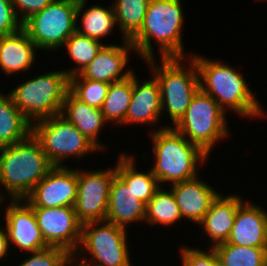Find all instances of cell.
I'll return each mask as SVG.
<instances>
[{"mask_svg":"<svg viewBox=\"0 0 267 266\" xmlns=\"http://www.w3.org/2000/svg\"><path fill=\"white\" fill-rule=\"evenodd\" d=\"M191 57L198 68L200 89L210 95L226 114L231 110L242 119H267L263 103L256 97L242 72L220 59L204 58L197 53Z\"/></svg>","mask_w":267,"mask_h":266,"instance_id":"cell-1","label":"cell"},{"mask_svg":"<svg viewBox=\"0 0 267 266\" xmlns=\"http://www.w3.org/2000/svg\"><path fill=\"white\" fill-rule=\"evenodd\" d=\"M184 11L182 0H150L140 30L129 40L136 56L142 61L157 58L155 42L161 58L190 57L193 53H186L182 39Z\"/></svg>","mask_w":267,"mask_h":266,"instance_id":"cell-2","label":"cell"},{"mask_svg":"<svg viewBox=\"0 0 267 266\" xmlns=\"http://www.w3.org/2000/svg\"><path fill=\"white\" fill-rule=\"evenodd\" d=\"M153 158L150 170L160 187L190 180L199 175V169L210 160L197 145L189 142L173 127L149 133ZM209 158V159H208Z\"/></svg>","mask_w":267,"mask_h":266,"instance_id":"cell-3","label":"cell"},{"mask_svg":"<svg viewBox=\"0 0 267 266\" xmlns=\"http://www.w3.org/2000/svg\"><path fill=\"white\" fill-rule=\"evenodd\" d=\"M52 167L31 133L22 141L0 147V190L7 200L25 199Z\"/></svg>","mask_w":267,"mask_h":266,"instance_id":"cell-4","label":"cell"},{"mask_svg":"<svg viewBox=\"0 0 267 266\" xmlns=\"http://www.w3.org/2000/svg\"><path fill=\"white\" fill-rule=\"evenodd\" d=\"M160 60L158 62L155 57L143 62L147 63L150 74L159 83L162 118L167 114V118L170 119L168 121L171 122L164 123L167 127H173L185 114L193 96L200 89L199 72L191 56L160 58Z\"/></svg>","mask_w":267,"mask_h":266,"instance_id":"cell-5","label":"cell"},{"mask_svg":"<svg viewBox=\"0 0 267 266\" xmlns=\"http://www.w3.org/2000/svg\"><path fill=\"white\" fill-rule=\"evenodd\" d=\"M35 75L8 91L14 105L31 122L61 114L69 91V76L62 70Z\"/></svg>","mask_w":267,"mask_h":266,"instance_id":"cell-6","label":"cell"},{"mask_svg":"<svg viewBox=\"0 0 267 266\" xmlns=\"http://www.w3.org/2000/svg\"><path fill=\"white\" fill-rule=\"evenodd\" d=\"M228 121L226 112L219 104L199 89L173 128L210 157L215 143L225 141L229 136Z\"/></svg>","mask_w":267,"mask_h":266,"instance_id":"cell-7","label":"cell"},{"mask_svg":"<svg viewBox=\"0 0 267 266\" xmlns=\"http://www.w3.org/2000/svg\"><path fill=\"white\" fill-rule=\"evenodd\" d=\"M128 233L127 229L106 220L85 223L73 257L87 266H133Z\"/></svg>","mask_w":267,"mask_h":266,"instance_id":"cell-8","label":"cell"},{"mask_svg":"<svg viewBox=\"0 0 267 266\" xmlns=\"http://www.w3.org/2000/svg\"><path fill=\"white\" fill-rule=\"evenodd\" d=\"M32 135L38 140L53 166H66L65 161L78 162L91 153L101 151L63 115H55L32 123Z\"/></svg>","mask_w":267,"mask_h":266,"instance_id":"cell-9","label":"cell"},{"mask_svg":"<svg viewBox=\"0 0 267 266\" xmlns=\"http://www.w3.org/2000/svg\"><path fill=\"white\" fill-rule=\"evenodd\" d=\"M78 0H54L23 23L39 51L55 52L76 31Z\"/></svg>","mask_w":267,"mask_h":266,"instance_id":"cell-10","label":"cell"},{"mask_svg":"<svg viewBox=\"0 0 267 266\" xmlns=\"http://www.w3.org/2000/svg\"><path fill=\"white\" fill-rule=\"evenodd\" d=\"M77 168V197L74 211L82 223L105 221L108 211L109 191L116 175L115 164L111 167L90 170ZM88 170V171H87Z\"/></svg>","mask_w":267,"mask_h":266,"instance_id":"cell-11","label":"cell"},{"mask_svg":"<svg viewBox=\"0 0 267 266\" xmlns=\"http://www.w3.org/2000/svg\"><path fill=\"white\" fill-rule=\"evenodd\" d=\"M33 211L46 244L65 249L73 256L81 242L83 225L74 207L33 208Z\"/></svg>","mask_w":267,"mask_h":266,"instance_id":"cell-12","label":"cell"},{"mask_svg":"<svg viewBox=\"0 0 267 266\" xmlns=\"http://www.w3.org/2000/svg\"><path fill=\"white\" fill-rule=\"evenodd\" d=\"M77 185V168L53 166L24 200L32 208L74 207Z\"/></svg>","mask_w":267,"mask_h":266,"instance_id":"cell-13","label":"cell"},{"mask_svg":"<svg viewBox=\"0 0 267 266\" xmlns=\"http://www.w3.org/2000/svg\"><path fill=\"white\" fill-rule=\"evenodd\" d=\"M10 248L19 253H31L49 247L38 227L33 208L24 200H10L3 208ZM12 245V246H11Z\"/></svg>","mask_w":267,"mask_h":266,"instance_id":"cell-14","label":"cell"},{"mask_svg":"<svg viewBox=\"0 0 267 266\" xmlns=\"http://www.w3.org/2000/svg\"><path fill=\"white\" fill-rule=\"evenodd\" d=\"M136 73H133V94L122 126L146 125L150 129L148 133L167 127L164 123L159 125L162 118V107L158 81L152 74L148 75V77L151 75V78L145 77L140 80L138 79L140 76H137Z\"/></svg>","mask_w":267,"mask_h":266,"instance_id":"cell-15","label":"cell"},{"mask_svg":"<svg viewBox=\"0 0 267 266\" xmlns=\"http://www.w3.org/2000/svg\"><path fill=\"white\" fill-rule=\"evenodd\" d=\"M120 42L122 45L106 43L85 69L70 78H87L111 84L131 76L136 70L128 63L130 54L136 55V51L129 40L122 39Z\"/></svg>","mask_w":267,"mask_h":266,"instance_id":"cell-16","label":"cell"},{"mask_svg":"<svg viewBox=\"0 0 267 266\" xmlns=\"http://www.w3.org/2000/svg\"><path fill=\"white\" fill-rule=\"evenodd\" d=\"M260 205L244 200L238 206L234 225L225 243L267 248V211Z\"/></svg>","mask_w":267,"mask_h":266,"instance_id":"cell-17","label":"cell"},{"mask_svg":"<svg viewBox=\"0 0 267 266\" xmlns=\"http://www.w3.org/2000/svg\"><path fill=\"white\" fill-rule=\"evenodd\" d=\"M168 188L175 197L182 219L191 221L195 225L201 222L213 201L221 193L214 186L203 181L201 176L172 184Z\"/></svg>","mask_w":267,"mask_h":266,"instance_id":"cell-18","label":"cell"},{"mask_svg":"<svg viewBox=\"0 0 267 266\" xmlns=\"http://www.w3.org/2000/svg\"><path fill=\"white\" fill-rule=\"evenodd\" d=\"M244 198L238 194H219L208 212L198 224L203 231L201 235L209 238L210 248L223 244L228 239L234 225L236 211Z\"/></svg>","mask_w":267,"mask_h":266,"instance_id":"cell-19","label":"cell"},{"mask_svg":"<svg viewBox=\"0 0 267 266\" xmlns=\"http://www.w3.org/2000/svg\"><path fill=\"white\" fill-rule=\"evenodd\" d=\"M37 50L39 51L23 28L4 36L0 47V72L3 71V75L8 77L16 75L18 79L36 65L34 62L39 55Z\"/></svg>","mask_w":267,"mask_h":266,"instance_id":"cell-20","label":"cell"},{"mask_svg":"<svg viewBox=\"0 0 267 266\" xmlns=\"http://www.w3.org/2000/svg\"><path fill=\"white\" fill-rule=\"evenodd\" d=\"M145 215L146 204L115 175L110 185L106 221L128 230L130 223H144Z\"/></svg>","mask_w":267,"mask_h":266,"instance_id":"cell-21","label":"cell"},{"mask_svg":"<svg viewBox=\"0 0 267 266\" xmlns=\"http://www.w3.org/2000/svg\"><path fill=\"white\" fill-rule=\"evenodd\" d=\"M61 115L70 121L101 152L102 150L107 152L109 146H105L99 141L100 135L102 136L101 131L105 130V126L108 125L101 109L87 105L68 91L63 102Z\"/></svg>","mask_w":267,"mask_h":266,"instance_id":"cell-22","label":"cell"},{"mask_svg":"<svg viewBox=\"0 0 267 266\" xmlns=\"http://www.w3.org/2000/svg\"><path fill=\"white\" fill-rule=\"evenodd\" d=\"M87 3L88 0H78L76 31L103 43L102 39L113 34V30L115 32L118 28L113 5L111 3L109 7H104L97 3L89 7Z\"/></svg>","mask_w":267,"mask_h":266,"instance_id":"cell-23","label":"cell"},{"mask_svg":"<svg viewBox=\"0 0 267 266\" xmlns=\"http://www.w3.org/2000/svg\"><path fill=\"white\" fill-rule=\"evenodd\" d=\"M128 151H123L117 157L116 175L127 185L136 195V198L145 204L154 196L160 188L157 178L152 174L150 168L139 171L136 158ZM138 169V170H137Z\"/></svg>","mask_w":267,"mask_h":266,"instance_id":"cell-24","label":"cell"},{"mask_svg":"<svg viewBox=\"0 0 267 266\" xmlns=\"http://www.w3.org/2000/svg\"><path fill=\"white\" fill-rule=\"evenodd\" d=\"M0 91V147L15 144L32 133V123L14 105L9 92Z\"/></svg>","mask_w":267,"mask_h":266,"instance_id":"cell-25","label":"cell"},{"mask_svg":"<svg viewBox=\"0 0 267 266\" xmlns=\"http://www.w3.org/2000/svg\"><path fill=\"white\" fill-rule=\"evenodd\" d=\"M133 94V74L128 78L111 83L101 107L105 120L113 126H121L125 121Z\"/></svg>","mask_w":267,"mask_h":266,"instance_id":"cell-26","label":"cell"},{"mask_svg":"<svg viewBox=\"0 0 267 266\" xmlns=\"http://www.w3.org/2000/svg\"><path fill=\"white\" fill-rule=\"evenodd\" d=\"M180 209L172 191L167 187H160L146 204V224L153 226H171L182 221Z\"/></svg>","mask_w":267,"mask_h":266,"instance_id":"cell-27","label":"cell"},{"mask_svg":"<svg viewBox=\"0 0 267 266\" xmlns=\"http://www.w3.org/2000/svg\"><path fill=\"white\" fill-rule=\"evenodd\" d=\"M105 43L106 42L102 43L75 31L60 49L62 50L64 47V50H66L65 52H67V56L69 55L68 59L75 63L74 67L72 66L71 69L65 68L64 70L69 78L78 75L83 69H85L96 57Z\"/></svg>","mask_w":267,"mask_h":266,"instance_id":"cell-28","label":"cell"},{"mask_svg":"<svg viewBox=\"0 0 267 266\" xmlns=\"http://www.w3.org/2000/svg\"><path fill=\"white\" fill-rule=\"evenodd\" d=\"M150 0H113L116 24L121 38L130 40L141 28Z\"/></svg>","mask_w":267,"mask_h":266,"instance_id":"cell-29","label":"cell"},{"mask_svg":"<svg viewBox=\"0 0 267 266\" xmlns=\"http://www.w3.org/2000/svg\"><path fill=\"white\" fill-rule=\"evenodd\" d=\"M214 250L221 266H267V248L223 243Z\"/></svg>","mask_w":267,"mask_h":266,"instance_id":"cell-30","label":"cell"},{"mask_svg":"<svg viewBox=\"0 0 267 266\" xmlns=\"http://www.w3.org/2000/svg\"><path fill=\"white\" fill-rule=\"evenodd\" d=\"M110 84L87 78H69V91L87 105L101 109Z\"/></svg>","mask_w":267,"mask_h":266,"instance_id":"cell-31","label":"cell"},{"mask_svg":"<svg viewBox=\"0 0 267 266\" xmlns=\"http://www.w3.org/2000/svg\"><path fill=\"white\" fill-rule=\"evenodd\" d=\"M25 256L16 266H69L72 258L71 254L59 247H47L26 253Z\"/></svg>","mask_w":267,"mask_h":266,"instance_id":"cell-32","label":"cell"},{"mask_svg":"<svg viewBox=\"0 0 267 266\" xmlns=\"http://www.w3.org/2000/svg\"><path fill=\"white\" fill-rule=\"evenodd\" d=\"M199 246L191 247L183 244L179 248L181 266H218L219 261L214 248L201 249ZM209 249V250H208Z\"/></svg>","mask_w":267,"mask_h":266,"instance_id":"cell-33","label":"cell"},{"mask_svg":"<svg viewBox=\"0 0 267 266\" xmlns=\"http://www.w3.org/2000/svg\"><path fill=\"white\" fill-rule=\"evenodd\" d=\"M22 28L23 23L18 18L12 1L0 0V35H10Z\"/></svg>","mask_w":267,"mask_h":266,"instance_id":"cell-34","label":"cell"},{"mask_svg":"<svg viewBox=\"0 0 267 266\" xmlns=\"http://www.w3.org/2000/svg\"><path fill=\"white\" fill-rule=\"evenodd\" d=\"M15 12L22 23L40 12L54 0H11Z\"/></svg>","mask_w":267,"mask_h":266,"instance_id":"cell-35","label":"cell"},{"mask_svg":"<svg viewBox=\"0 0 267 266\" xmlns=\"http://www.w3.org/2000/svg\"><path fill=\"white\" fill-rule=\"evenodd\" d=\"M10 249L8 235L5 227L2 225L0 227V262L3 263L1 260H4L6 257L9 258L8 256H10Z\"/></svg>","mask_w":267,"mask_h":266,"instance_id":"cell-36","label":"cell"},{"mask_svg":"<svg viewBox=\"0 0 267 266\" xmlns=\"http://www.w3.org/2000/svg\"><path fill=\"white\" fill-rule=\"evenodd\" d=\"M6 199V197L3 195V193L1 192V190H0V213H1V215H2V211H1V209L4 207L3 205L5 204L6 205V203H8V201H7V199ZM6 201V202H5ZM2 203H4V204H2ZM2 207V208H1Z\"/></svg>","mask_w":267,"mask_h":266,"instance_id":"cell-37","label":"cell"},{"mask_svg":"<svg viewBox=\"0 0 267 266\" xmlns=\"http://www.w3.org/2000/svg\"><path fill=\"white\" fill-rule=\"evenodd\" d=\"M74 263H75V264H74ZM69 266H87V265L78 262V261L72 256Z\"/></svg>","mask_w":267,"mask_h":266,"instance_id":"cell-38","label":"cell"},{"mask_svg":"<svg viewBox=\"0 0 267 266\" xmlns=\"http://www.w3.org/2000/svg\"><path fill=\"white\" fill-rule=\"evenodd\" d=\"M4 36L0 35V47H1V43H2V39Z\"/></svg>","mask_w":267,"mask_h":266,"instance_id":"cell-39","label":"cell"}]
</instances>
